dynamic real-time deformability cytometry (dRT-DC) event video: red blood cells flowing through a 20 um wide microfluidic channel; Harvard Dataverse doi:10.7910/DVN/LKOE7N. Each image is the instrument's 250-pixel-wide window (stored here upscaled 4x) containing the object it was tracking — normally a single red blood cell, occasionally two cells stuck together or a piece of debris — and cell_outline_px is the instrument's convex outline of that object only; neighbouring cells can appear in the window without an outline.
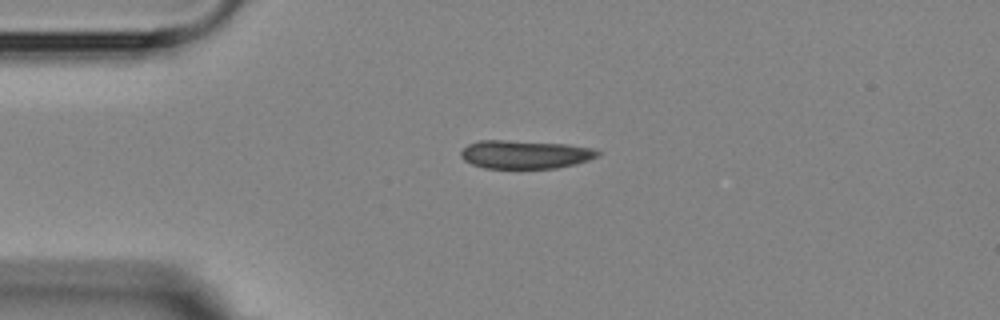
{"species": "Egyptian fruit bat (a non-hibernating species)", "species_latin": "Rousettus aegyptiacus", "temperature_condition": "room temperature", "stored_images_in_passage": 3, "camera_frame_rate_fps": 3000, "um_per_image_px": 0.085, "animal": {"sex": "female"}, "frame": {"image": 1, "passage_image": 1, "time_ms": 0.0, "image_size_px": [1000, 320], "cell_outline_px": [[600, 156], [576, 164], [556, 168], [484, 168], [472, 164], [464, 160], [460, 156], [460, 152], [468, 144], [480, 140], [504, 140], [568, 144], [592, 148], [600, 152]], "centroid_in_image_um": [44.64, 13.12], "position_along_channel_um": 40.4, "area_um2": 22.66}}
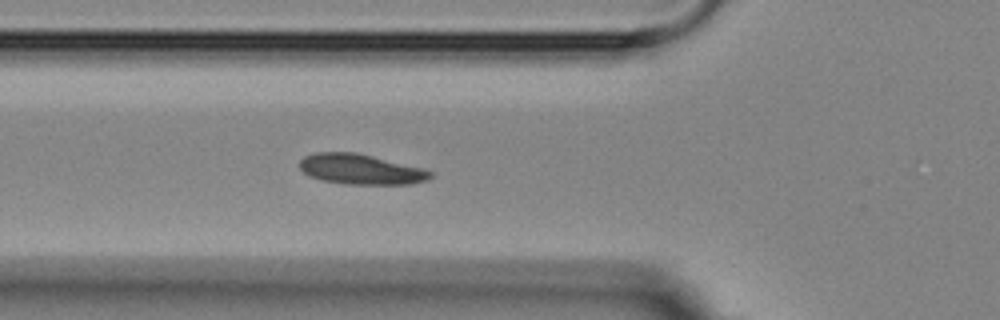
{"frame": {"image": 2, "passage_image": 3, "time_ms": 2.333, "image_size_px": [1000, 320], "cell_outline_px": [[432, 176], [428, 180], [412, 184], [344, 184], [320, 180], [308, 176], [300, 168], [300, 160], [304, 156], [316, 152], [356, 152], [420, 168], [432, 172]], "centroid_in_image_um": [30.61, 14.39], "position_along_channel_um": 95.2, "area_um2": 22.95}}